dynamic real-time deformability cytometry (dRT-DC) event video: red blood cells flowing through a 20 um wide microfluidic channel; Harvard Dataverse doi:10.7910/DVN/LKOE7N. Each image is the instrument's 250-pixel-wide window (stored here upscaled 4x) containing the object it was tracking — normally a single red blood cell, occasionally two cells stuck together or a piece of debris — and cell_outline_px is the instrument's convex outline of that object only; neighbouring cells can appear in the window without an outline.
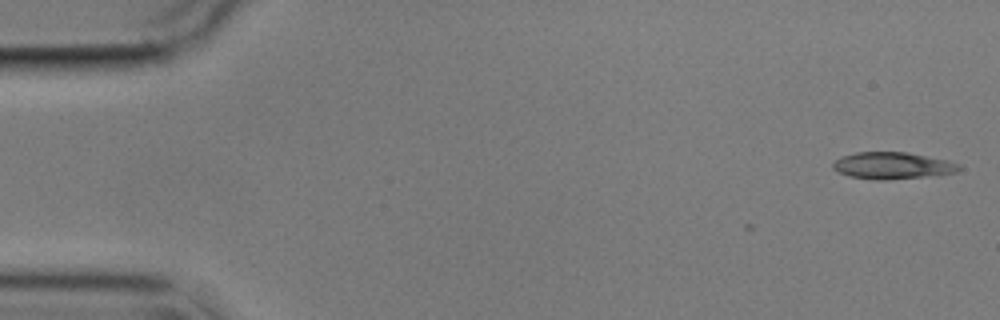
{"species": "common noctule bat (a hibernating species)", "species_latin": "Nyctalus noctula", "temperature_condition": "cold", "stored_images_in_passage": 4, "camera_frame_rate_fps": 3000, "um_per_image_px": 0.085, "animal": {"sex": "male", "body_mass_g": 17.9}, "frame": {"image": 1, "passage_image": 1, "time_ms": 0.0, "image_size_px": [1000, 320], "cell_outline_px": [[960, 168], [956, 172], [936, 176], [884, 180], [876, 180], [848, 176], [836, 172], [832, 168], [832, 164], [840, 156], [856, 152], [908, 152], [948, 160], [960, 164]], "centroid_in_image_um": [75.85, 14.08], "position_along_channel_um": 9.1, "area_um2": 20.06}}